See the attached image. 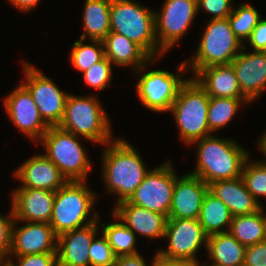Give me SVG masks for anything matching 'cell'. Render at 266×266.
I'll return each instance as SVG.
<instances>
[{"label": "cell", "instance_id": "1", "mask_svg": "<svg viewBox=\"0 0 266 266\" xmlns=\"http://www.w3.org/2000/svg\"><path fill=\"white\" fill-rule=\"evenodd\" d=\"M104 146L102 157V180L109 194L116 196V203L127 201L150 171L142 156L132 144L122 137Z\"/></svg>", "mask_w": 266, "mask_h": 266}, {"label": "cell", "instance_id": "2", "mask_svg": "<svg viewBox=\"0 0 266 266\" xmlns=\"http://www.w3.org/2000/svg\"><path fill=\"white\" fill-rule=\"evenodd\" d=\"M196 146V166L190 173L207 185L219 180H231L241 176L243 166L250 156L234 139L210 135L190 144Z\"/></svg>", "mask_w": 266, "mask_h": 266}, {"label": "cell", "instance_id": "3", "mask_svg": "<svg viewBox=\"0 0 266 266\" xmlns=\"http://www.w3.org/2000/svg\"><path fill=\"white\" fill-rule=\"evenodd\" d=\"M87 181H67L55 191V201L49 224L57 235L85 227L99 219L96 193ZM92 212V214H91Z\"/></svg>", "mask_w": 266, "mask_h": 266}, {"label": "cell", "instance_id": "4", "mask_svg": "<svg viewBox=\"0 0 266 266\" xmlns=\"http://www.w3.org/2000/svg\"><path fill=\"white\" fill-rule=\"evenodd\" d=\"M107 114L98 96L69 93L64 116L58 126L93 144L106 146L115 138L112 137L111 118Z\"/></svg>", "mask_w": 266, "mask_h": 266}, {"label": "cell", "instance_id": "5", "mask_svg": "<svg viewBox=\"0 0 266 266\" xmlns=\"http://www.w3.org/2000/svg\"><path fill=\"white\" fill-rule=\"evenodd\" d=\"M110 32L124 35L151 58H161L166 54L156 40L155 10L138 0H111Z\"/></svg>", "mask_w": 266, "mask_h": 266}, {"label": "cell", "instance_id": "6", "mask_svg": "<svg viewBox=\"0 0 266 266\" xmlns=\"http://www.w3.org/2000/svg\"><path fill=\"white\" fill-rule=\"evenodd\" d=\"M209 102L210 96L194 77L180 86L169 112L185 145L213 134L207 121Z\"/></svg>", "mask_w": 266, "mask_h": 266}, {"label": "cell", "instance_id": "7", "mask_svg": "<svg viewBox=\"0 0 266 266\" xmlns=\"http://www.w3.org/2000/svg\"><path fill=\"white\" fill-rule=\"evenodd\" d=\"M81 140V137L59 126H50L37 143L67 181H87L93 163L80 143Z\"/></svg>", "mask_w": 266, "mask_h": 266}, {"label": "cell", "instance_id": "8", "mask_svg": "<svg viewBox=\"0 0 266 266\" xmlns=\"http://www.w3.org/2000/svg\"><path fill=\"white\" fill-rule=\"evenodd\" d=\"M206 24L196 53L192 58L184 60L192 77L205 67L231 64L243 48V43L233 33L228 18L207 20Z\"/></svg>", "mask_w": 266, "mask_h": 266}, {"label": "cell", "instance_id": "9", "mask_svg": "<svg viewBox=\"0 0 266 266\" xmlns=\"http://www.w3.org/2000/svg\"><path fill=\"white\" fill-rule=\"evenodd\" d=\"M159 58H151L143 67L134 72L139 80L136 83V92L141 105L155 113L169 112L176 99L180 86L187 80L181 76L187 72L185 61L178 64L177 71L150 70L146 66L153 64ZM140 74V75H139Z\"/></svg>", "mask_w": 266, "mask_h": 266}, {"label": "cell", "instance_id": "10", "mask_svg": "<svg viewBox=\"0 0 266 266\" xmlns=\"http://www.w3.org/2000/svg\"><path fill=\"white\" fill-rule=\"evenodd\" d=\"M25 79L21 82L31 93L44 122L58 126L63 119L69 92L60 89L50 77L31 62L22 60Z\"/></svg>", "mask_w": 266, "mask_h": 266}, {"label": "cell", "instance_id": "11", "mask_svg": "<svg viewBox=\"0 0 266 266\" xmlns=\"http://www.w3.org/2000/svg\"><path fill=\"white\" fill-rule=\"evenodd\" d=\"M173 165L170 160H167L150 169L127 202L164 214L168 218L173 188L178 177Z\"/></svg>", "mask_w": 266, "mask_h": 266}, {"label": "cell", "instance_id": "12", "mask_svg": "<svg viewBox=\"0 0 266 266\" xmlns=\"http://www.w3.org/2000/svg\"><path fill=\"white\" fill-rule=\"evenodd\" d=\"M197 14V0H165L160 10H155V36L166 54L180 44Z\"/></svg>", "mask_w": 266, "mask_h": 266}, {"label": "cell", "instance_id": "13", "mask_svg": "<svg viewBox=\"0 0 266 266\" xmlns=\"http://www.w3.org/2000/svg\"><path fill=\"white\" fill-rule=\"evenodd\" d=\"M167 240V248H161L156 252L166 259L188 260L194 263L200 262L198 252L203 246L207 249L208 235L198 219L168 218L164 233Z\"/></svg>", "mask_w": 266, "mask_h": 266}, {"label": "cell", "instance_id": "14", "mask_svg": "<svg viewBox=\"0 0 266 266\" xmlns=\"http://www.w3.org/2000/svg\"><path fill=\"white\" fill-rule=\"evenodd\" d=\"M16 87L3 98L4 110L15 128L37 144L49 126L40 116L29 90L21 82Z\"/></svg>", "mask_w": 266, "mask_h": 266}, {"label": "cell", "instance_id": "15", "mask_svg": "<svg viewBox=\"0 0 266 266\" xmlns=\"http://www.w3.org/2000/svg\"><path fill=\"white\" fill-rule=\"evenodd\" d=\"M24 222L25 225L17 226ZM58 235L49 223L14 220L9 256L57 253Z\"/></svg>", "mask_w": 266, "mask_h": 266}, {"label": "cell", "instance_id": "16", "mask_svg": "<svg viewBox=\"0 0 266 266\" xmlns=\"http://www.w3.org/2000/svg\"><path fill=\"white\" fill-rule=\"evenodd\" d=\"M243 44L241 52L233 59L239 88L242 94L252 103L266 89V51H246Z\"/></svg>", "mask_w": 266, "mask_h": 266}, {"label": "cell", "instance_id": "17", "mask_svg": "<svg viewBox=\"0 0 266 266\" xmlns=\"http://www.w3.org/2000/svg\"><path fill=\"white\" fill-rule=\"evenodd\" d=\"M11 194V208L17 221L49 223L55 201V191L36 188H16Z\"/></svg>", "mask_w": 266, "mask_h": 266}, {"label": "cell", "instance_id": "18", "mask_svg": "<svg viewBox=\"0 0 266 266\" xmlns=\"http://www.w3.org/2000/svg\"><path fill=\"white\" fill-rule=\"evenodd\" d=\"M208 185L191 173L178 176L172 193L168 218L198 219Z\"/></svg>", "mask_w": 266, "mask_h": 266}, {"label": "cell", "instance_id": "19", "mask_svg": "<svg viewBox=\"0 0 266 266\" xmlns=\"http://www.w3.org/2000/svg\"><path fill=\"white\" fill-rule=\"evenodd\" d=\"M19 165L13 174L22 183L17 188L57 191L67 182L59 168L43 153L34 154Z\"/></svg>", "mask_w": 266, "mask_h": 266}, {"label": "cell", "instance_id": "20", "mask_svg": "<svg viewBox=\"0 0 266 266\" xmlns=\"http://www.w3.org/2000/svg\"><path fill=\"white\" fill-rule=\"evenodd\" d=\"M99 219L85 227L58 235V266H90L89 246L99 234Z\"/></svg>", "mask_w": 266, "mask_h": 266}, {"label": "cell", "instance_id": "21", "mask_svg": "<svg viewBox=\"0 0 266 266\" xmlns=\"http://www.w3.org/2000/svg\"><path fill=\"white\" fill-rule=\"evenodd\" d=\"M135 235L149 240L164 239L167 217L164 214L150 211L127 201L114 206L112 211Z\"/></svg>", "mask_w": 266, "mask_h": 266}, {"label": "cell", "instance_id": "22", "mask_svg": "<svg viewBox=\"0 0 266 266\" xmlns=\"http://www.w3.org/2000/svg\"><path fill=\"white\" fill-rule=\"evenodd\" d=\"M208 190L228 207L233 217L251 214L261 209V204L246 189L241 176L210 183Z\"/></svg>", "mask_w": 266, "mask_h": 266}, {"label": "cell", "instance_id": "23", "mask_svg": "<svg viewBox=\"0 0 266 266\" xmlns=\"http://www.w3.org/2000/svg\"><path fill=\"white\" fill-rule=\"evenodd\" d=\"M194 78L210 97L246 98L239 88L237 77L231 64L205 67Z\"/></svg>", "mask_w": 266, "mask_h": 266}, {"label": "cell", "instance_id": "24", "mask_svg": "<svg viewBox=\"0 0 266 266\" xmlns=\"http://www.w3.org/2000/svg\"><path fill=\"white\" fill-rule=\"evenodd\" d=\"M105 57L113 66L132 68L134 73L143 67L151 57L136 43L124 35L109 32L103 39Z\"/></svg>", "mask_w": 266, "mask_h": 266}, {"label": "cell", "instance_id": "25", "mask_svg": "<svg viewBox=\"0 0 266 266\" xmlns=\"http://www.w3.org/2000/svg\"><path fill=\"white\" fill-rule=\"evenodd\" d=\"M246 246L229 231L208 236L206 261L213 266H243Z\"/></svg>", "mask_w": 266, "mask_h": 266}, {"label": "cell", "instance_id": "26", "mask_svg": "<svg viewBox=\"0 0 266 266\" xmlns=\"http://www.w3.org/2000/svg\"><path fill=\"white\" fill-rule=\"evenodd\" d=\"M111 0H85L80 39L103 40L110 32Z\"/></svg>", "mask_w": 266, "mask_h": 266}, {"label": "cell", "instance_id": "27", "mask_svg": "<svg viewBox=\"0 0 266 266\" xmlns=\"http://www.w3.org/2000/svg\"><path fill=\"white\" fill-rule=\"evenodd\" d=\"M232 217L228 207L208 190L198 218L204 232L208 236L228 232Z\"/></svg>", "mask_w": 266, "mask_h": 266}, {"label": "cell", "instance_id": "28", "mask_svg": "<svg viewBox=\"0 0 266 266\" xmlns=\"http://www.w3.org/2000/svg\"><path fill=\"white\" fill-rule=\"evenodd\" d=\"M229 232L246 247L266 240V222L262 210L232 217Z\"/></svg>", "mask_w": 266, "mask_h": 266}, {"label": "cell", "instance_id": "29", "mask_svg": "<svg viewBox=\"0 0 266 266\" xmlns=\"http://www.w3.org/2000/svg\"><path fill=\"white\" fill-rule=\"evenodd\" d=\"M111 214L113 215L114 221L105 224V222H101V217L99 216V225L100 230L107 238L114 255L120 257L139 254L136 247L137 236L135 233L113 212Z\"/></svg>", "mask_w": 266, "mask_h": 266}, {"label": "cell", "instance_id": "30", "mask_svg": "<svg viewBox=\"0 0 266 266\" xmlns=\"http://www.w3.org/2000/svg\"><path fill=\"white\" fill-rule=\"evenodd\" d=\"M247 98L210 97L207 121L214 134L225 128L235 117L240 107L248 106Z\"/></svg>", "mask_w": 266, "mask_h": 266}, {"label": "cell", "instance_id": "31", "mask_svg": "<svg viewBox=\"0 0 266 266\" xmlns=\"http://www.w3.org/2000/svg\"><path fill=\"white\" fill-rule=\"evenodd\" d=\"M85 41V39L74 41L69 57L73 68L80 73L85 72L105 56L103 40L90 39L88 41L90 44H84Z\"/></svg>", "mask_w": 266, "mask_h": 266}, {"label": "cell", "instance_id": "32", "mask_svg": "<svg viewBox=\"0 0 266 266\" xmlns=\"http://www.w3.org/2000/svg\"><path fill=\"white\" fill-rule=\"evenodd\" d=\"M261 18L254 6L244 3H240L236 8L234 7L228 17L233 33L243 44L246 43Z\"/></svg>", "mask_w": 266, "mask_h": 266}, {"label": "cell", "instance_id": "33", "mask_svg": "<svg viewBox=\"0 0 266 266\" xmlns=\"http://www.w3.org/2000/svg\"><path fill=\"white\" fill-rule=\"evenodd\" d=\"M241 177L246 189L262 205L260 199L266 198V160H246Z\"/></svg>", "mask_w": 266, "mask_h": 266}, {"label": "cell", "instance_id": "34", "mask_svg": "<svg viewBox=\"0 0 266 266\" xmlns=\"http://www.w3.org/2000/svg\"><path fill=\"white\" fill-rule=\"evenodd\" d=\"M113 64L107 57H103L100 61L94 63L85 72L82 73L86 85L94 90L102 91L111 86L113 77Z\"/></svg>", "mask_w": 266, "mask_h": 266}, {"label": "cell", "instance_id": "35", "mask_svg": "<svg viewBox=\"0 0 266 266\" xmlns=\"http://www.w3.org/2000/svg\"><path fill=\"white\" fill-rule=\"evenodd\" d=\"M97 235L89 246L90 266H114V255L107 238L102 232Z\"/></svg>", "mask_w": 266, "mask_h": 266}, {"label": "cell", "instance_id": "36", "mask_svg": "<svg viewBox=\"0 0 266 266\" xmlns=\"http://www.w3.org/2000/svg\"><path fill=\"white\" fill-rule=\"evenodd\" d=\"M233 0H197L198 13L203 10L211 15L208 20L228 18L233 11ZM205 10V11H204Z\"/></svg>", "mask_w": 266, "mask_h": 266}, {"label": "cell", "instance_id": "37", "mask_svg": "<svg viewBox=\"0 0 266 266\" xmlns=\"http://www.w3.org/2000/svg\"><path fill=\"white\" fill-rule=\"evenodd\" d=\"M14 220L11 207L7 215H2V213H0V260H7L9 257Z\"/></svg>", "mask_w": 266, "mask_h": 266}, {"label": "cell", "instance_id": "38", "mask_svg": "<svg viewBox=\"0 0 266 266\" xmlns=\"http://www.w3.org/2000/svg\"><path fill=\"white\" fill-rule=\"evenodd\" d=\"M14 266H58L57 253L9 256ZM14 259L17 260L15 263Z\"/></svg>", "mask_w": 266, "mask_h": 266}, {"label": "cell", "instance_id": "39", "mask_svg": "<svg viewBox=\"0 0 266 266\" xmlns=\"http://www.w3.org/2000/svg\"><path fill=\"white\" fill-rule=\"evenodd\" d=\"M243 266H266V240L246 247Z\"/></svg>", "mask_w": 266, "mask_h": 266}, {"label": "cell", "instance_id": "40", "mask_svg": "<svg viewBox=\"0 0 266 266\" xmlns=\"http://www.w3.org/2000/svg\"><path fill=\"white\" fill-rule=\"evenodd\" d=\"M246 42L253 51H266V19L258 21Z\"/></svg>", "mask_w": 266, "mask_h": 266}, {"label": "cell", "instance_id": "41", "mask_svg": "<svg viewBox=\"0 0 266 266\" xmlns=\"http://www.w3.org/2000/svg\"><path fill=\"white\" fill-rule=\"evenodd\" d=\"M150 266H196V263L188 260L166 259L155 252Z\"/></svg>", "mask_w": 266, "mask_h": 266}, {"label": "cell", "instance_id": "42", "mask_svg": "<svg viewBox=\"0 0 266 266\" xmlns=\"http://www.w3.org/2000/svg\"><path fill=\"white\" fill-rule=\"evenodd\" d=\"M141 253L116 257L114 266H149Z\"/></svg>", "mask_w": 266, "mask_h": 266}, {"label": "cell", "instance_id": "43", "mask_svg": "<svg viewBox=\"0 0 266 266\" xmlns=\"http://www.w3.org/2000/svg\"><path fill=\"white\" fill-rule=\"evenodd\" d=\"M39 1L41 0H8V3L10 5L12 4V6H14L22 13H28L32 11L35 7H38V4L40 3Z\"/></svg>", "mask_w": 266, "mask_h": 266}, {"label": "cell", "instance_id": "44", "mask_svg": "<svg viewBox=\"0 0 266 266\" xmlns=\"http://www.w3.org/2000/svg\"><path fill=\"white\" fill-rule=\"evenodd\" d=\"M258 139V148L265 157L263 160H266V131H264V133H262Z\"/></svg>", "mask_w": 266, "mask_h": 266}, {"label": "cell", "instance_id": "45", "mask_svg": "<svg viewBox=\"0 0 266 266\" xmlns=\"http://www.w3.org/2000/svg\"><path fill=\"white\" fill-rule=\"evenodd\" d=\"M0 266H14V265L9 259H7V260H0Z\"/></svg>", "mask_w": 266, "mask_h": 266}, {"label": "cell", "instance_id": "46", "mask_svg": "<svg viewBox=\"0 0 266 266\" xmlns=\"http://www.w3.org/2000/svg\"><path fill=\"white\" fill-rule=\"evenodd\" d=\"M261 210H262V213H263V215H264L265 222H266V211H265V207H264L263 204L261 205Z\"/></svg>", "mask_w": 266, "mask_h": 266}, {"label": "cell", "instance_id": "47", "mask_svg": "<svg viewBox=\"0 0 266 266\" xmlns=\"http://www.w3.org/2000/svg\"><path fill=\"white\" fill-rule=\"evenodd\" d=\"M196 266H213V265H211V264H207L206 263V265L204 264V265H201L199 262L198 263H196Z\"/></svg>", "mask_w": 266, "mask_h": 266}]
</instances>
